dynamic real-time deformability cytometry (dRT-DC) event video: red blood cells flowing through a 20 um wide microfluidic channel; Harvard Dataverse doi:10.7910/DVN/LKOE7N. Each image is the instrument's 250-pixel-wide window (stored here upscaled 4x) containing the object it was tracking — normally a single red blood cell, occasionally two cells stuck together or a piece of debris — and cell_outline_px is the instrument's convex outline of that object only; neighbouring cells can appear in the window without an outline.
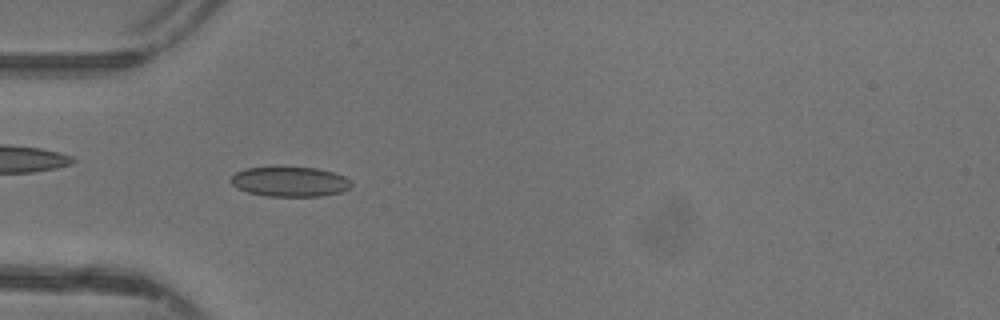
{"species": "common noctule bat (a hibernating species)", "species_latin": "Nyctalus noctula", "temperature_condition": "warm", "stored_images_in_passage": 35, "camera_frame_rate_fps": 3000, "um_per_image_px": 0.085, "animal": {"sex": "female"}, "frame": {"image": 1, "passage_image": 3, "time_ms": 0.667, "image_size_px": [1000, 320], "cell_outline_px": [[352, 188], [340, 192], [320, 196], [264, 196], [248, 192], [236, 188], [228, 180], [236, 172], [244, 168], [316, 168], [332, 172], [344, 176], [352, 180]], "centroid_in_image_um": [24.64, 15.46], "position_along_channel_um": 60.4, "area_um2": 20.92}}
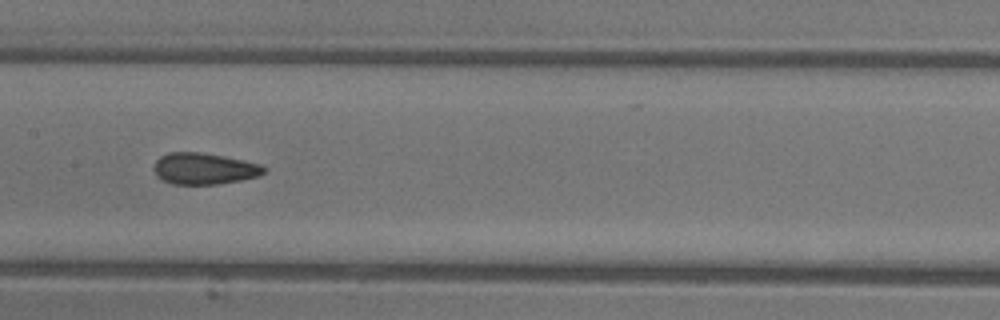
{"frame": {"image": 2, "passage_image": 12, "time_ms": 3.667, "image_size_px": [1000, 320], "cell_outline_px": [[268, 168], [260, 176], [220, 184], [172, 184], [160, 180], [156, 176], [156, 160], [160, 156], [168, 152], [200, 152], [224, 156], [260, 164]], "centroid_in_image_um": [17.36, 14.34], "position_along_channel_um": 190.0, "area_um2": 20.17}}
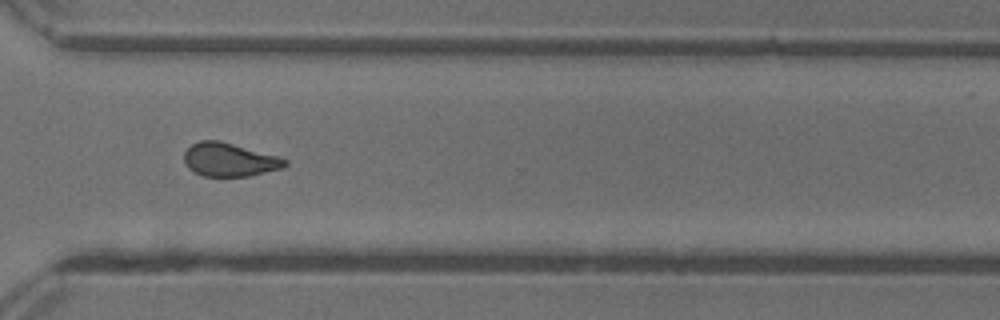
{"frame": {"image": 3, "passage_image": 23, "time_ms": 7.333, "image_size_px": [1000, 320], "cell_outline_px": [[288, 164], [284, 168], [248, 176], [204, 176], [188, 168], [184, 164], [184, 152], [192, 144], [200, 140], [220, 140], [280, 156], [288, 160]], "centroid_in_image_um": [19.53, 13.56], "position_along_channel_um": 351.1, "area_um2": 19.88}, "authors_computed_cell_mechanics": {"area_um2": 19.9988, "velocity_mm_per_s": 4.4031, "shape_relaxation_time_tau1_ms": 6.0064, "shape_relaxation_time_tau2_ms": 1.3234, "deformation_change_tau1": 0.1256, "deformation_change_tau2": 0.0668}}